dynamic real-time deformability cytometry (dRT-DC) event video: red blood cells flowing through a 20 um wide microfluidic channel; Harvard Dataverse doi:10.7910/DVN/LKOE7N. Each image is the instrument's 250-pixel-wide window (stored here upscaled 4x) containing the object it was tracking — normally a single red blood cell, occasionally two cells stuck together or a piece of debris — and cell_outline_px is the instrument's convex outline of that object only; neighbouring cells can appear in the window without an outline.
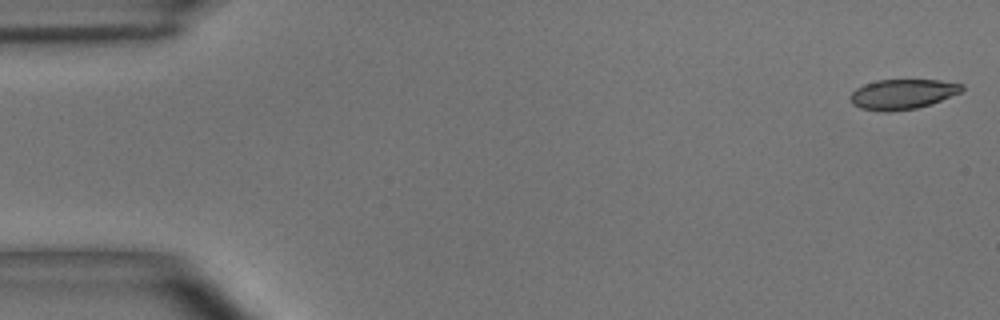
{"species": "common noctule bat (a hibernating species)", "species_latin": "Nyctalus noctula", "temperature_condition": "room temperature", "stored_images_in_passage": 54, "camera_frame_rate_fps": 3000, "um_per_image_px": 0.085, "animal": {"sex": "male", "body_mass_g": 15.6}, "frame": {"image": 1, "passage_image": 1, "time_ms": 0.0, "image_size_px": [1000, 320], "cell_outline_px": [[964, 88], [960, 92], [940, 100], [916, 108], [888, 112], [884, 112], [860, 108], [852, 104], [848, 96], [856, 88], [864, 84], [876, 80], [940, 80], [964, 84]], "centroid_in_image_um": [76.66, 8.0], "position_along_channel_um": 8.3, "area_um2": 19.48}}
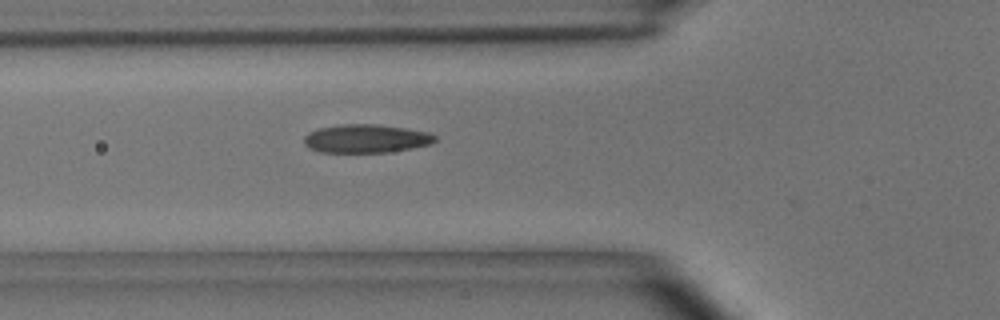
{"frame": {"image": 2, "passage_image": 19, "time_ms": 6.0, "image_size_px": [1000, 320], "cell_outline_px": [[436, 140], [432, 144], [412, 148], [388, 152], [320, 152], [308, 148], [304, 144], [304, 136], [308, 132], [320, 128], [340, 124], [376, 124], [404, 128], [428, 132], [436, 136]], "centroid_in_image_um": [31.1, 11.78], "position_along_channel_um": 94.7, "area_um2": 21.73}}
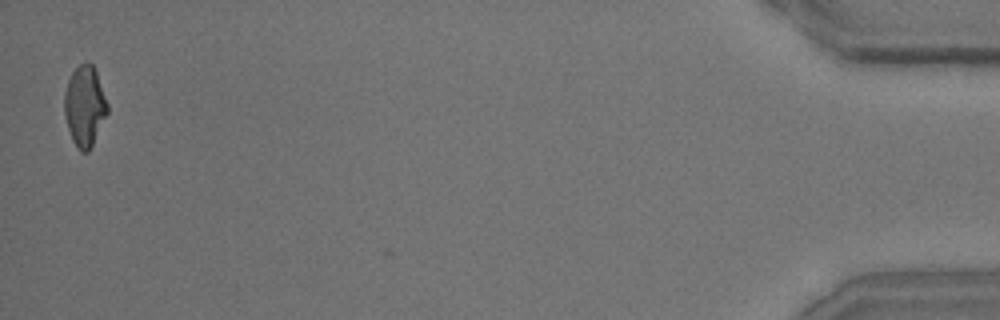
{"frame": {"image": 3, "passage_image": 54, "time_ms": 17.667, "image_size_px": [1000, 320], "cell_outline_px": [[108, 112], [88, 152], [80, 152], [72, 140], [68, 128], [64, 112], [64, 92], [68, 80], [72, 72], [80, 64], [88, 60], [92, 64], [96, 72], [108, 104]], "centroid_in_image_um": [7.19, 9.0], "position_along_channel_um": 428.0, "area_um2": 20.06}, "authors_computed_cell_mechanics": {"area_um2": 20.8658, "velocity_mm_per_s": 3.627, "shape_relaxation_time_tau1_ms": 7.3493, "shape_relaxation_time_tau2_ms": 1.2739, "deformation_change_tau1": 0.191, "deformation_change_tau2": 0.0667}}